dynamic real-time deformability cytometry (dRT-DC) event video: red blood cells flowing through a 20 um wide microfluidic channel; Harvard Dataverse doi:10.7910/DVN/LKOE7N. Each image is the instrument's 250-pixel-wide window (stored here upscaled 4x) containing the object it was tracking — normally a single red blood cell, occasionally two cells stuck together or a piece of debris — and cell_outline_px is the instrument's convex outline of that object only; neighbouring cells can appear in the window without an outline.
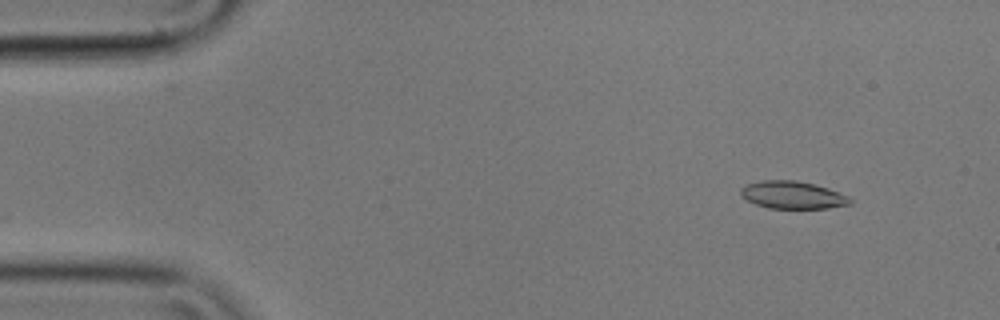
{"species": "common noctule bat (a hibernating species)", "species_latin": "Nyctalus noctula", "temperature_condition": "cold", "stored_images_in_passage": 56, "camera_frame_rate_fps": 3000, "um_per_image_px": 0.085, "animal": {"sex": "male", "body_mass_g": 17.9}, "frame": {"image": 1, "passage_image": 6, "time_ms": 1.667, "image_size_px": [1000, 320], "cell_outline_px": [[852, 204], [828, 208], [768, 208], [756, 204], [740, 196], [740, 188], [744, 184], [760, 180], [796, 180], [828, 188], [848, 196], [852, 200]], "centroid_in_image_um": [67.34, 16.57], "position_along_channel_um": 17.7, "area_um2": 17.63}}
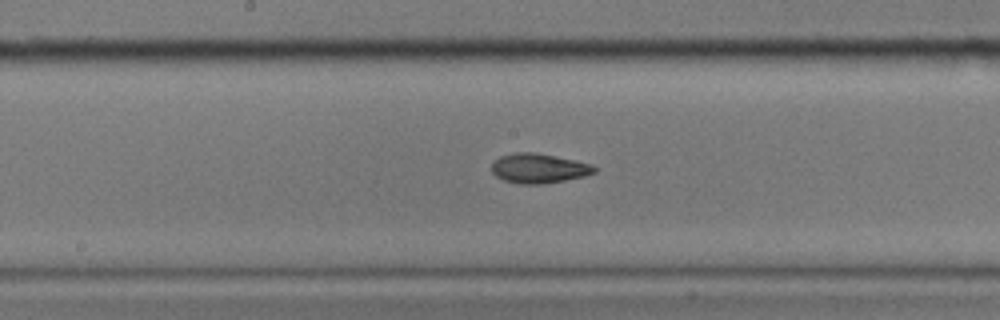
{"frame": {"image": 2, "passage_image": 29, "time_ms": 9.333, "image_size_px": [1000, 320], "cell_outline_px": [[596, 172], [584, 176], [564, 180], [540, 184], [520, 184], [504, 180], [496, 176], [492, 172], [492, 164], [500, 156], [516, 152], [536, 152], [576, 160], [592, 164], [596, 168]], "centroid_in_image_um": [45.8, 14.3], "position_along_channel_um": 202.4, "area_um2": 17.69}}
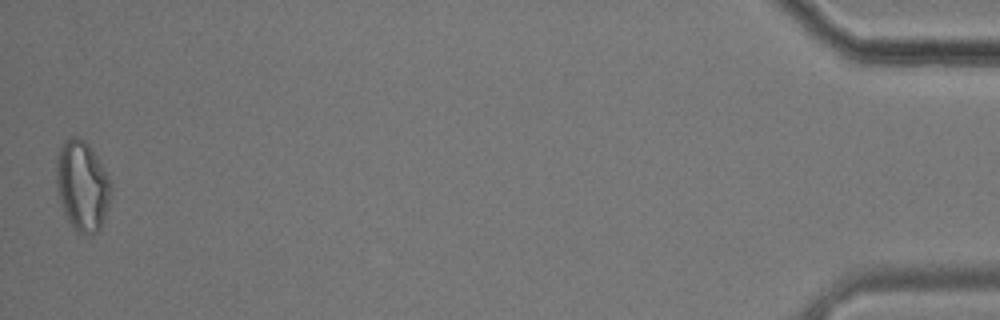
{"frame": {"image": 3, "passage_image": 56, "time_ms": 18.333, "image_size_px": [1000, 320], "cell_outline_px": [[112, 188], [104, 220], [100, 228], [92, 236], [84, 236], [76, 232], [68, 220], [64, 212], [56, 188], [56, 156], [64, 140], [72, 136], [76, 136], [84, 140], [92, 148], [108, 176]], "centroid_in_image_um": [6.98, 15.81], "position_along_channel_um": 428.2, "area_um2": 28.96}, "authors_computed_cell_mechanics": {"area_um2": 17.8891, "velocity_mm_per_s": 3.5272, "shape_relaxation_time_tau1_ms": null, "shape_relaxation_time_tau2_ms": 1.5394, "deformation_change_tau1": null, "deformation_change_tau2": 0.0589}}